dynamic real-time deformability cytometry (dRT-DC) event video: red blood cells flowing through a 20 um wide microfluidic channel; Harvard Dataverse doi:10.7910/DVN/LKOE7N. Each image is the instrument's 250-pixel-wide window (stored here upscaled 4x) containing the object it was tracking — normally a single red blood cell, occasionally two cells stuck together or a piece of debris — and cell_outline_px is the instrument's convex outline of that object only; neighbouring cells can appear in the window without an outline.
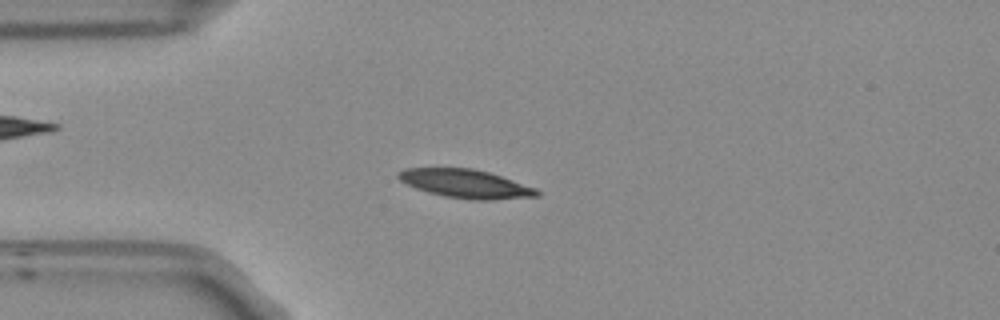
{"species": "Egyptian fruit bat (a non-hibernating species)", "species_latin": "Rousettus aegyptiacus", "temperature_condition": "room temperature", "stored_images_in_passage": 48, "camera_frame_rate_fps": 3000, "um_per_image_px": 0.085, "frame": {"image": 1, "passage_image": 13, "time_ms": 4.0, "image_size_px": [1000, 320], "cell_outline_px": [[540, 196], [492, 200], [472, 200], [444, 196], [428, 192], [416, 188], [400, 180], [396, 176], [400, 172], [408, 168], [472, 168], [488, 172], [536, 188], [540, 192]], "centroid_in_image_um": [39.61, 15.63], "position_along_channel_um": 45.4, "area_um2": 22.83}}
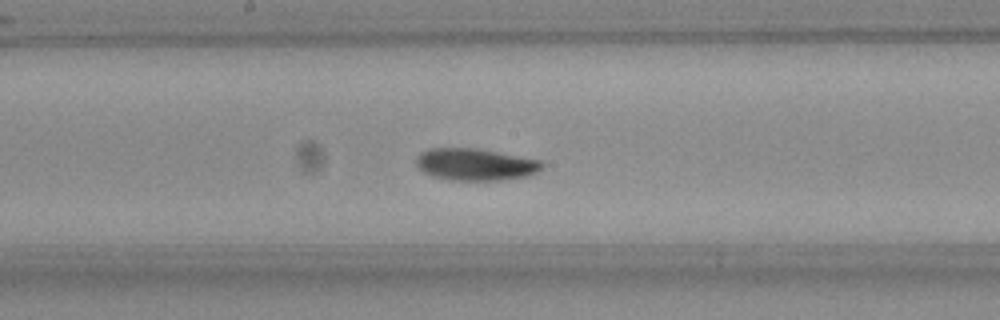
{"frame": {"image": 2, "passage_image": 27, "time_ms": 8.667, "image_size_px": [1000, 320], "cell_outline_px": [[544, 168], [528, 176], [504, 180], [448, 180], [432, 176], [424, 172], [416, 164], [416, 156], [420, 152], [428, 148], [476, 148], [540, 160], [544, 164]], "centroid_in_image_um": [40.4, 13.98], "position_along_channel_um": 207.8, "area_um2": 23.58}}
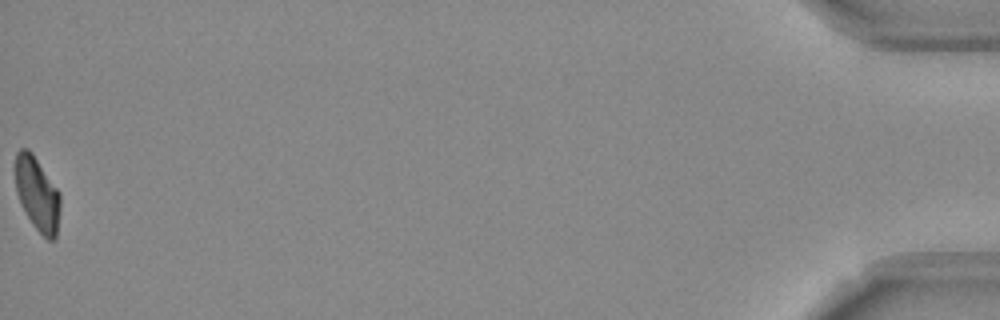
{"frame": {"image": 3, "passage_image": 48, "time_ms": 15.667, "image_size_px": [1000, 320], "cell_outline_px": [[60, 208], [56, 240], [48, 240], [32, 224], [16, 192], [16, 152], [20, 148], [28, 148], [32, 152], [60, 192]], "centroid_in_image_um": [3.19, 16.48], "position_along_channel_um": 432.0, "area_um2": 19.19}, "authors_computed_cell_mechanics": {"area_um2": 22.8599, "velocity_mm_per_s": 3.7725, "shape_relaxation_time_tau1_ms": 4.403, "shape_relaxation_time_tau2_ms": 6.5044, "deformation_change_tau1": 0.1321, "deformation_change_tau2": 0.1031}}